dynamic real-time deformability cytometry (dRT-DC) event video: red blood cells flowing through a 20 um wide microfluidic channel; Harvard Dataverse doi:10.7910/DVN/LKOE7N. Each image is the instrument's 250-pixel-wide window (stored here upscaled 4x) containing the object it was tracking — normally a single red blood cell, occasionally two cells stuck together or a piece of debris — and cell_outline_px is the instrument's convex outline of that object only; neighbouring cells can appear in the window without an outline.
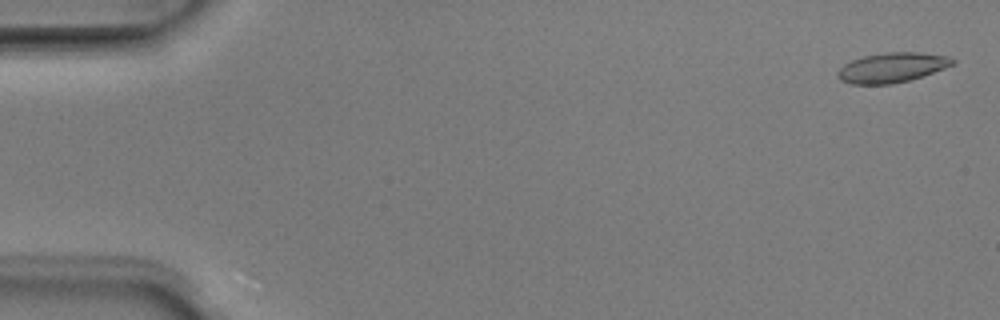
{"species": "Egyptian fruit bat (a non-hibernating species)", "species_latin": "Rousettus aegyptiacus", "temperature_condition": "room temperature", "stored_images_in_passage": 51, "camera_frame_rate_fps": 3000, "um_per_image_px": 0.085, "animal": {"sex": "male"}, "frame": {"image": 1, "passage_image": 2, "time_ms": 0.333, "image_size_px": [1000, 320], "cell_outline_px": [[956, 64], [908, 80], [892, 84], [852, 84], [840, 80], [836, 76], [836, 72], [844, 64], [852, 60], [864, 56], [884, 52], [920, 52], [948, 56], [956, 60]], "centroid_in_image_um": [75.8, 5.73], "position_along_channel_um": 9.2, "area_um2": 19.94}}
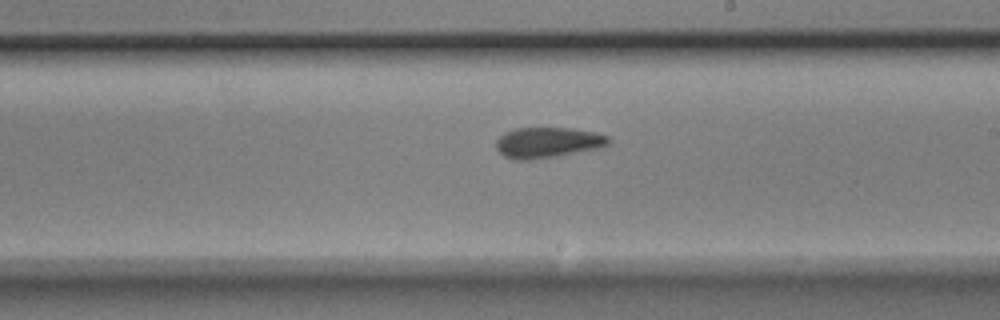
{"frame": {"image": 2, "passage_image": 30, "time_ms": 9.667, "image_size_px": [1000, 320], "cell_outline_px": [[612, 140], [608, 144], [600, 148], [556, 156], [532, 160], [512, 160], [504, 156], [496, 148], [496, 140], [504, 132], [516, 128], [572, 128], [596, 132], [608, 136]], "centroid_in_image_um": [46.55, 12.11], "position_along_channel_um": 242.4, "area_um2": 20.23}}
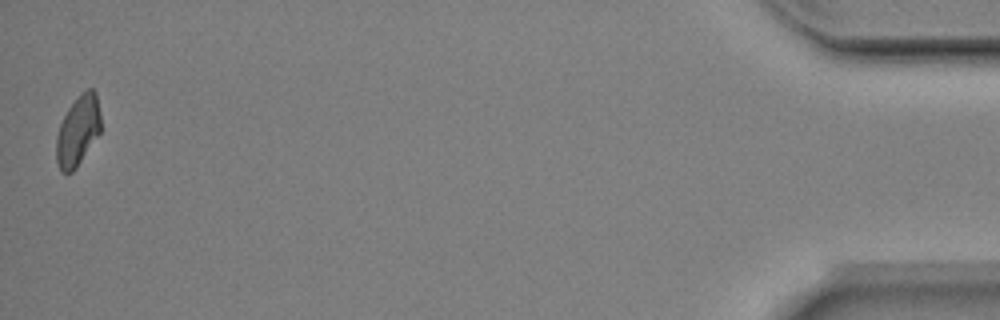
{"frame": {"image": 3, "passage_image": 51, "time_ms": 16.667, "image_size_px": [1000, 320], "cell_outline_px": [[100, 132], [76, 168], [72, 172], [60, 172], [56, 160], [56, 136], [60, 124], [68, 108], [88, 88], [92, 88], [96, 92], [100, 116]], "centroid_in_image_um": [6.61, 11.15], "position_along_channel_um": 428.6, "area_um2": 17.86}, "authors_computed_cell_mechanics": {"area_um2": 19.7676, "velocity_mm_per_s": 3.9736, "shape_relaxation_time_tau1_ms": 5.0908, "shape_relaxation_time_tau2_ms": 8.4157, "deformation_change_tau1": 0.1065, "deformation_change_tau2": 0.1174}}